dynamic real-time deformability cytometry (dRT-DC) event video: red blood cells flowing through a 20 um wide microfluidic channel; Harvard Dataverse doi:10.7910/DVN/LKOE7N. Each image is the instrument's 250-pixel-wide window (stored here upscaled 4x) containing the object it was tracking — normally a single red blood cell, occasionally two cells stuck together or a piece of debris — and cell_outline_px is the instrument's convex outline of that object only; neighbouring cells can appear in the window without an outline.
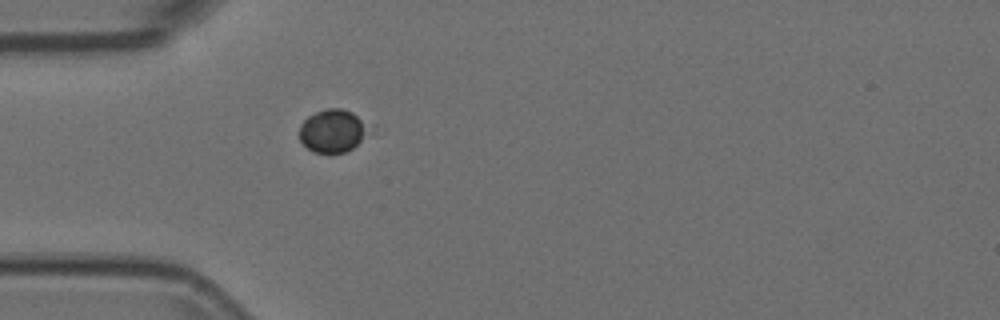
{"species": "Egyptian fruit bat (a non-hibernating species)", "species_latin": "Rousettus aegyptiacus", "temperature_condition": "room temperature", "stored_images_in_passage": 40, "camera_frame_rate_fps": 3000, "um_per_image_px": 0.085, "animal": {"sex": "female"}, "frame": {"image": 1, "passage_image": 1, "time_ms": 0.0, "image_size_px": [1000, 320], "cell_outline_px": [[368, 124], [360, 140], [352, 148], [344, 152], [312, 152], [300, 140], [300, 124], [308, 116], [316, 112], [328, 108], [340, 108], [352, 112]], "centroid_in_image_um": [28.21, 11.1], "position_along_channel_um": 56.8, "area_um2": 16.82}}
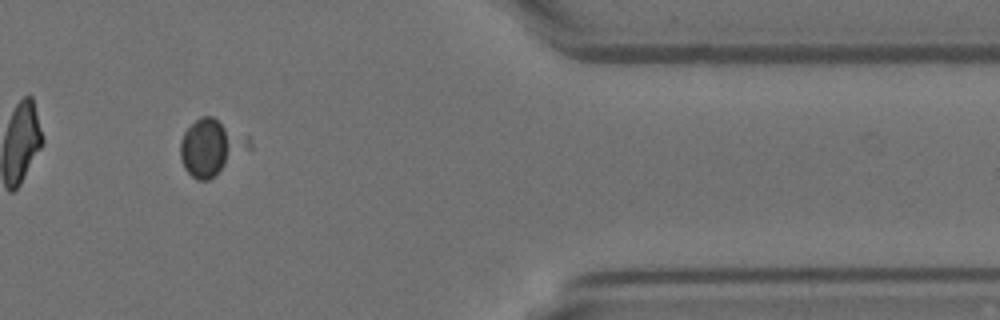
{"frame": {"image": 2, "passage_image": 31, "time_ms": 10.0, "image_size_px": [1000, 320], "cell_outline_px": [[224, 164], [216, 176], [208, 180], [196, 180], [184, 168], [180, 156], [180, 140], [184, 132], [200, 116], [212, 116], [224, 128]], "centroid_in_image_um": [17.27, 12.61], "position_along_channel_um": 394.1, "area_um2": 16.59}}
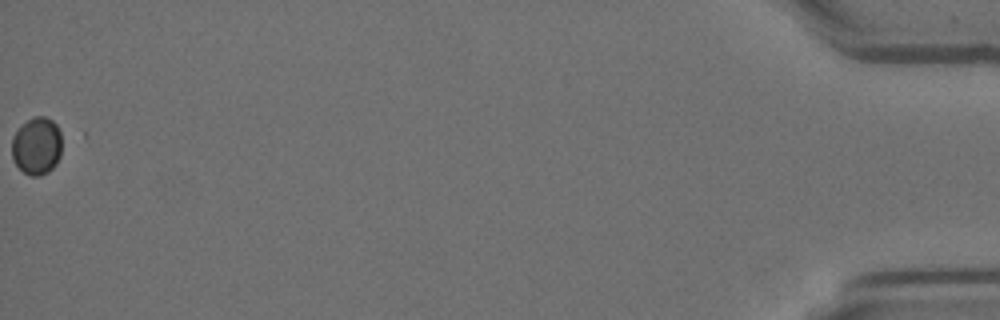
{"frame": {"image": 3, "passage_image": 40, "time_ms": 13.0, "image_size_px": [1000, 320], "cell_outline_px": [[60, 156], [56, 164], [48, 172], [40, 176], [32, 176], [24, 172], [16, 164], [12, 156], [12, 136], [32, 116], [44, 116], [52, 120], [56, 124], [60, 132]], "centroid_in_image_um": [3.12, 12.41], "position_along_channel_um": 432.1, "area_um2": 16.65}}